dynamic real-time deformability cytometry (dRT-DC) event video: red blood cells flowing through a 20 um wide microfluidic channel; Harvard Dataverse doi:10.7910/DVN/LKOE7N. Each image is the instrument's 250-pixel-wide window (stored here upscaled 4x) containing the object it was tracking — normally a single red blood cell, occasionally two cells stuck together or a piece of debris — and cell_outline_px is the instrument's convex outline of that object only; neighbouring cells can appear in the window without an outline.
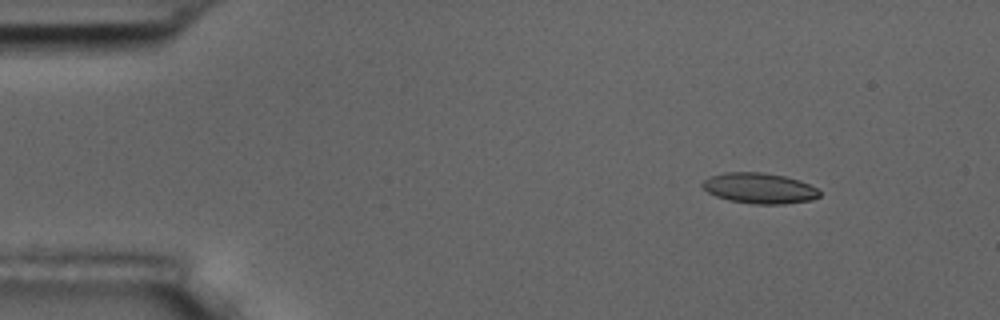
{"species": "common noctule bat (a hibernating species)", "species_latin": "Nyctalus noctula", "temperature_condition": "room temperature", "stored_images_in_passage": 4, "camera_frame_rate_fps": 3000, "um_per_image_px": 0.085, "animal": {"sex": "male", "body_mass_g": 17.5, "forearm_length_mm": 52.3}, "frame": {"image": 1, "passage_image": 2, "time_ms": 1.333, "image_size_px": [1000, 320], "cell_outline_px": [[820, 196], [812, 200], [784, 204], [752, 204], [728, 200], [716, 196], [708, 192], [700, 184], [704, 180], [712, 176], [724, 172], [760, 172], [784, 176], [800, 180], [816, 188], [820, 192]], "centroid_in_image_um": [64.55, 16.0], "position_along_channel_um": 20.4, "area_um2": 20.87}}